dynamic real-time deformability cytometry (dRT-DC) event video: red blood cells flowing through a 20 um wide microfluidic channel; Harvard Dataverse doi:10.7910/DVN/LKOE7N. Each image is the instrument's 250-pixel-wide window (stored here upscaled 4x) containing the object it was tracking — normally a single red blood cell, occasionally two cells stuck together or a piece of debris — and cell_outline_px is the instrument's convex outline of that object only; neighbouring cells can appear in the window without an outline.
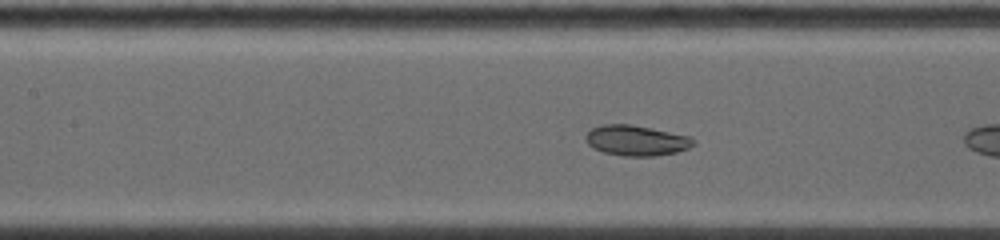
{"species": "common noctule bat (a hibernating species)", "species_latin": "Nyctalus noctula", "temperature_condition": "warm", "stored_images_in_passage": 13, "camera_frame_rate_fps": 5000, "um_per_image_px": 0.085, "animal": {"sex": "female", "body_mass_g": 19.0, "forearm_length_mm": 53.3}, "frame": {"image": 1, "passage_image": 11, "time_ms": 2.4, "image_size_px": [1000, 240], "cell_outline_px": [[696, 144], [688, 148], [676, 152], [656, 156], [624, 156], [604, 152], [592, 148], [588, 144], [588, 132], [592, 128], [608, 124], [628, 124], [688, 136]], "centroid_in_image_um": [54.09, 11.96], "position_along_channel_um": 153.3, "area_um2": 18.55}}